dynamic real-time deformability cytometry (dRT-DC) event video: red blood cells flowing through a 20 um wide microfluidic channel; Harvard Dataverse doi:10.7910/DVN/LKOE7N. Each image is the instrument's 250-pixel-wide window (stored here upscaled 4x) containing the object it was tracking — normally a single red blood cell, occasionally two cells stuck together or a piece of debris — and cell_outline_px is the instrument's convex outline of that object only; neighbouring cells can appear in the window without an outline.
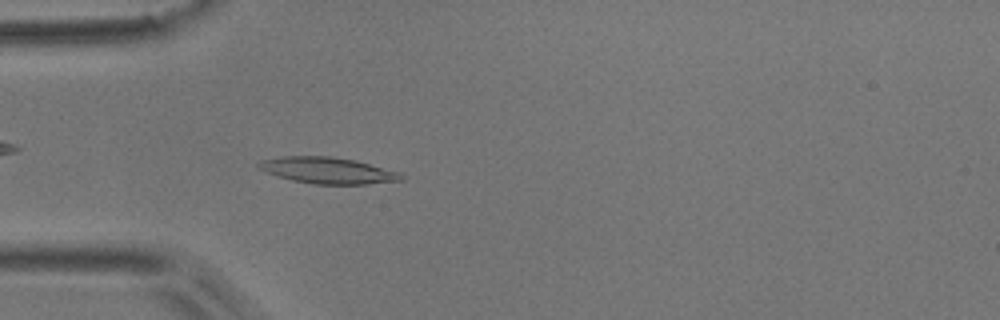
{"species": "common noctule bat (a hibernating species)", "species_latin": "Nyctalus noctula", "temperature_condition": "room temperature", "stored_images_in_passage": 5, "camera_frame_rate_fps": 3000, "um_per_image_px": 0.085, "animal": {"sex": "male", "body_mass_g": 17.9}, "frame": {"image": 1, "passage_image": 5, "time_ms": 1.333, "image_size_px": [1000, 320], "cell_outline_px": [[404, 180], [368, 184], [312, 184], [292, 180], [276, 176], [264, 172], [256, 168], [256, 164], [260, 160], [280, 156], [328, 156], [356, 160], [400, 172], [404, 176]], "centroid_in_image_um": [27.81, 14.48], "position_along_channel_um": 57.2, "area_um2": 22.2}}